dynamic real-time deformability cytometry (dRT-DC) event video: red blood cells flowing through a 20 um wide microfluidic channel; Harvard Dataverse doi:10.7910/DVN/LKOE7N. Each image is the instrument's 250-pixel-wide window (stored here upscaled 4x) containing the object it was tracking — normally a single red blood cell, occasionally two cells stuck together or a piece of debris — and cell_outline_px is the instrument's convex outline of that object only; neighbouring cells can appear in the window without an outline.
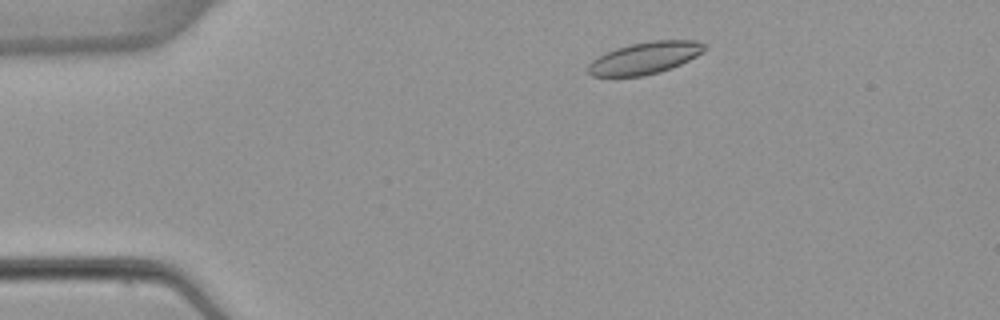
{"species": "common noctule bat (a hibernating species)", "species_latin": "Nyctalus noctula", "temperature_condition": "warm", "stored_images_in_passage": 5, "camera_frame_rate_fps": 3000, "um_per_image_px": 0.085, "animal": {"sex": "female", "body_mass_g": 22.7, "forearm_length_mm": 54.2}, "frame": {"image": 1, "passage_image": 2, "time_ms": 1.0, "image_size_px": [1000, 320], "cell_outline_px": [[708, 48], [704, 52], [672, 68], [660, 72], [644, 76], [592, 76], [588, 72], [588, 64], [592, 60], [616, 48], [632, 44], [652, 40], [696, 40], [704, 44]], "centroid_in_image_um": [54.85, 4.93], "position_along_channel_um": 30.1, "area_um2": 21.62}}
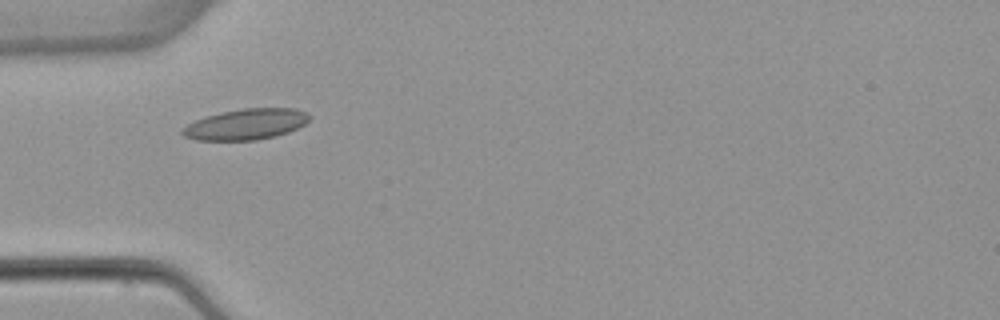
{"frame": {"image": 2, "passage_image": 4, "time_ms": 3.333, "image_size_px": [1000, 320], "cell_outline_px": [[312, 116], [304, 124], [288, 132], [276, 136], [256, 140], [196, 140], [184, 136], [180, 132], [188, 124], [196, 120], [208, 116], [224, 112], [244, 108], [296, 108], [308, 112]], "centroid_in_image_um": [20.95, 10.56], "position_along_channel_um": 64.0, "area_um2": 22.66}}
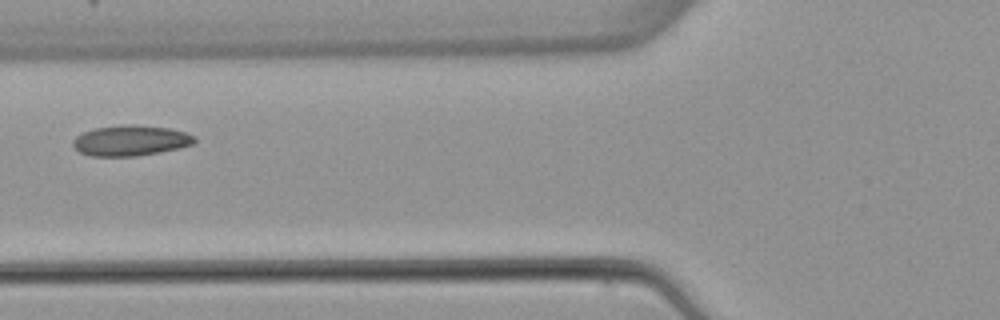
{"frame": {"image": 3, "passage_image": 5, "time_ms": 4.667, "image_size_px": [1000, 320], "cell_outline_px": [[196, 140], [192, 144], [180, 148], [160, 152], [136, 156], [92, 156], [80, 152], [72, 144], [72, 140], [76, 136], [84, 132], [96, 128], [120, 124], [132, 124], [168, 128], [184, 132], [196, 136]], "centroid_in_image_um": [11.1, 11.94], "position_along_channel_um": 114.7, "area_um2": 21.62}}